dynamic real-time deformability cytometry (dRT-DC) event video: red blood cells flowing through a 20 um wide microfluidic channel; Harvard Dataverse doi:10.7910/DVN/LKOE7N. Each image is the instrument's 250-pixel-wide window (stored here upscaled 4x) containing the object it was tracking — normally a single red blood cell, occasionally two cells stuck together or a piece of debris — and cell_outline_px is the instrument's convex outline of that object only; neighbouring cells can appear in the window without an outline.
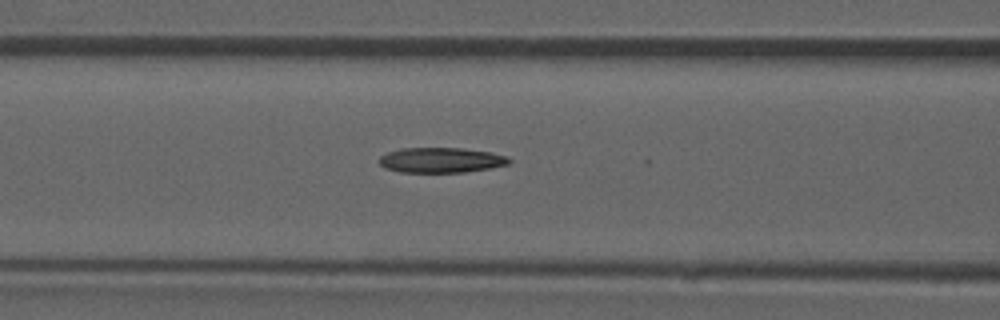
{"species": "common noctule bat (a hibernating species)", "species_latin": "Nyctalus noctula", "temperature_condition": "room temperature", "stored_images_in_passage": 51, "camera_frame_rate_fps": 3000, "um_per_image_px": 0.085, "animal": {"sex": "male", "forearm_length_mm": 52.5}, "frame": {"image": 1, "passage_image": 22, "time_ms": 7.0, "image_size_px": [1000, 320], "cell_outline_px": [[512, 160], [508, 164], [488, 168], [464, 172], [400, 172], [384, 168], [376, 160], [380, 156], [388, 152], [400, 148], [460, 148], [492, 152], [508, 156]], "centroid_in_image_um": [37.46, 13.6], "position_along_channel_um": 129.1, "area_um2": 19.13}}